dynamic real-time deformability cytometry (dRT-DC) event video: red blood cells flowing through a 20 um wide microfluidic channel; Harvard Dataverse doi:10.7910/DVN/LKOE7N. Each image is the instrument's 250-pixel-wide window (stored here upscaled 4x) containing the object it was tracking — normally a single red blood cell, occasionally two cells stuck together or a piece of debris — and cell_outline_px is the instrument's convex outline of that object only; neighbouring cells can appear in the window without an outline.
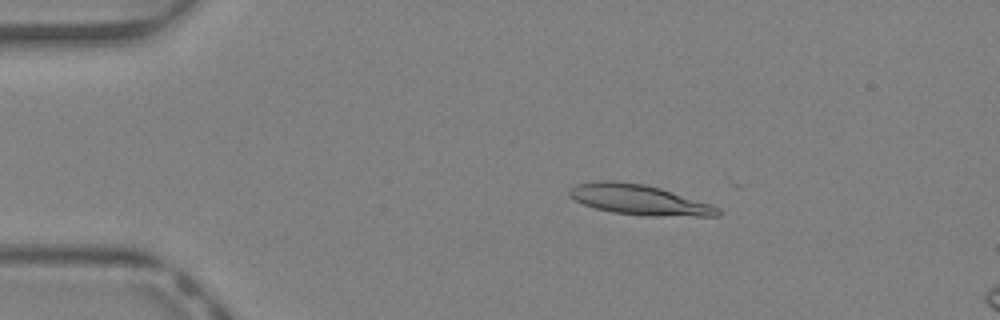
{"species": "Egyptian fruit bat (a non-hibernating species)", "species_latin": "Rousettus aegyptiacus", "temperature_condition": "warm", "stored_images_in_passage": 9, "camera_frame_rate_fps": 3000, "um_per_image_px": 0.085, "animal": {"sex": "female"}, "frame": {"image": 1, "passage_image": 8, "time_ms": 2.333, "image_size_px": [1000, 320], "cell_outline_px": [[720, 216], [652, 216], [612, 212], [596, 208], [584, 204], [576, 200], [568, 192], [576, 184], [600, 180], [612, 180], [644, 184], [660, 188], [720, 208]], "centroid_in_image_um": [54.32, 16.98], "position_along_channel_um": 30.7, "area_um2": 25.66}}